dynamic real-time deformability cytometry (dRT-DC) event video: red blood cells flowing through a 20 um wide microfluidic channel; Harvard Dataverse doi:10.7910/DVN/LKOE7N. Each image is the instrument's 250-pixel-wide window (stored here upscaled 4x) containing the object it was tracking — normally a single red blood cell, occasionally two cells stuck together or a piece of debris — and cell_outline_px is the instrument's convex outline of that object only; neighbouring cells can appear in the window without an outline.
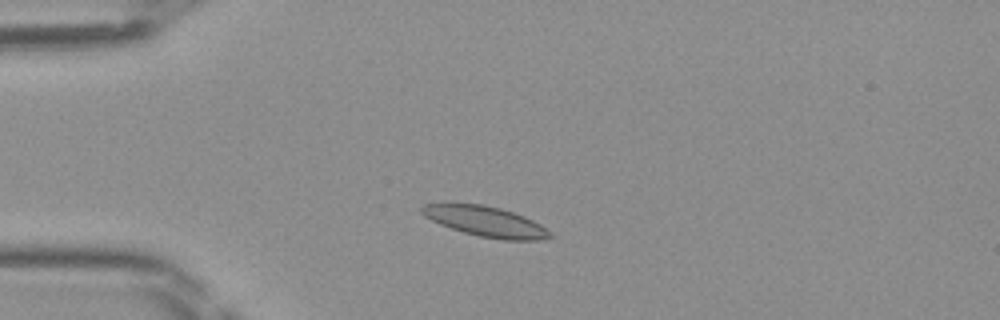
{"species": "Egyptian fruit bat (a non-hibernating species)", "species_latin": "Rousettus aegyptiacus", "temperature_condition": "room temperature", "stored_images_in_passage": 38, "camera_frame_rate_fps": 3000, "um_per_image_px": 0.085, "frame": {"image": 1, "passage_image": 2, "time_ms": 0.333, "image_size_px": [1000, 320], "cell_outline_px": [[556, 236], [536, 240], [504, 240], [480, 236], [464, 232], [440, 224], [424, 216], [420, 212], [420, 208], [424, 204], [484, 204], [500, 208], [524, 216], [540, 224], [552, 232]], "centroid_in_image_um": [41.32, 18.83], "position_along_channel_um": 43.7, "area_um2": 22.43}}
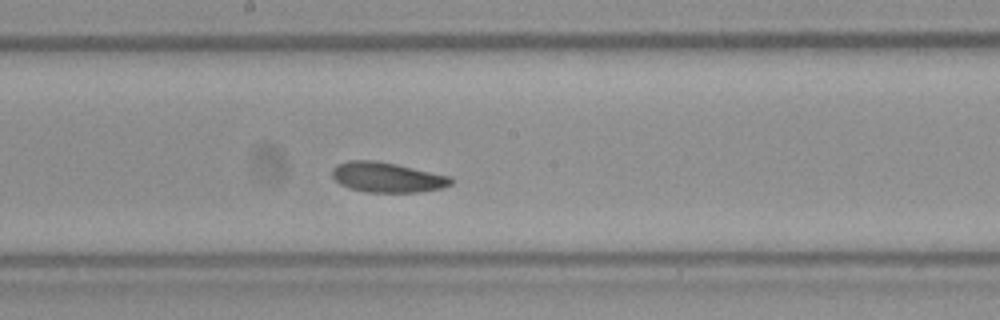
{"frame": {"image": 2, "passage_image": 16, "time_ms": 5.0, "image_size_px": [1000, 320], "cell_outline_px": [[452, 184], [440, 188], [420, 192], [368, 192], [348, 188], [340, 184], [332, 176], [332, 168], [336, 164], [348, 160], [376, 160], [396, 164], [452, 176]], "centroid_in_image_um": [32.89, 15.06], "position_along_channel_um": 215.3, "area_um2": 20.92}}
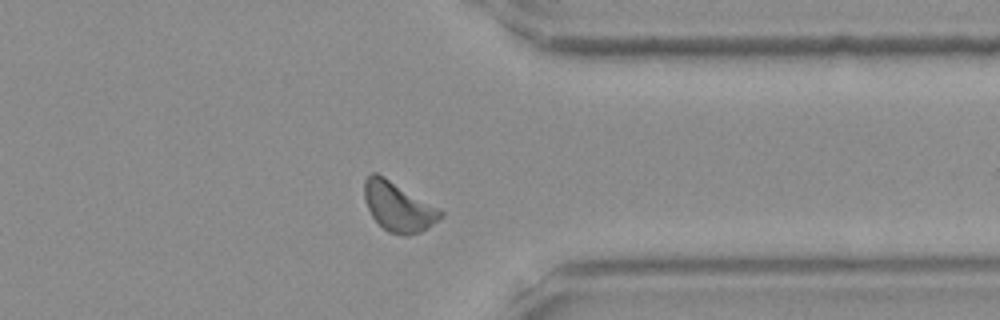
{"frame": {"image": 3, "passage_image": 28, "time_ms": 9.0, "image_size_px": [1000, 320], "cell_outline_px": [[444, 216], [428, 228], [420, 232], [408, 236], [404, 236], [388, 232], [372, 216], [364, 200], [364, 180], [372, 172], [376, 172], [384, 176], [444, 212]], "centroid_in_image_um": [33.84, 17.58], "position_along_channel_um": 377.6, "area_um2": 21.73}}